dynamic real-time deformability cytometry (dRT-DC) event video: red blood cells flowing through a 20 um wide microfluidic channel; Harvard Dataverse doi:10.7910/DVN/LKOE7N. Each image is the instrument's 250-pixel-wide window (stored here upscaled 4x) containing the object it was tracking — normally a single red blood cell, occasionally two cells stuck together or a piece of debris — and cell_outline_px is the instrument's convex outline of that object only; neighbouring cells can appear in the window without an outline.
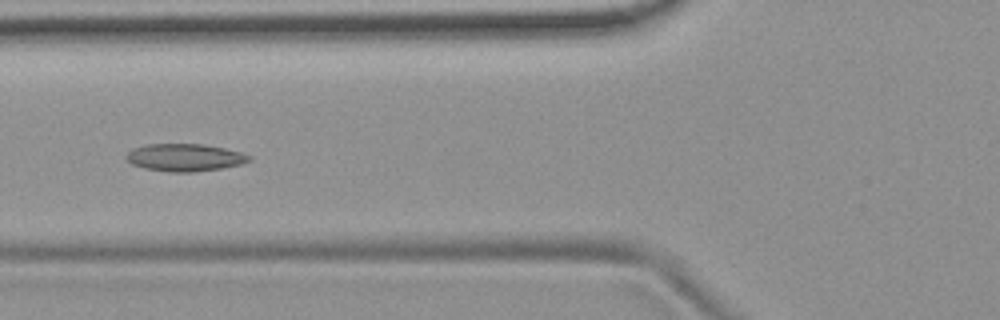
{"species": "common noctule bat (a hibernating species)", "species_latin": "Nyctalus noctula", "temperature_condition": "room temperature", "stored_images_in_passage": 53, "camera_frame_rate_fps": 3000, "um_per_image_px": 0.085, "animal": {"sex": "female", "body_mass_g": 19.9}, "frame": {"image": 1, "passage_image": 20, "time_ms": 6.333, "image_size_px": [1000, 320], "cell_outline_px": [[252, 160], [240, 164], [220, 168], [196, 172], [172, 172], [144, 168], [132, 164], [124, 156], [132, 148], [144, 144], [204, 144], [224, 148], [240, 152], [252, 156]], "centroid_in_image_um": [15.69, 13.38], "position_along_channel_um": 110.1, "area_um2": 19.71}}
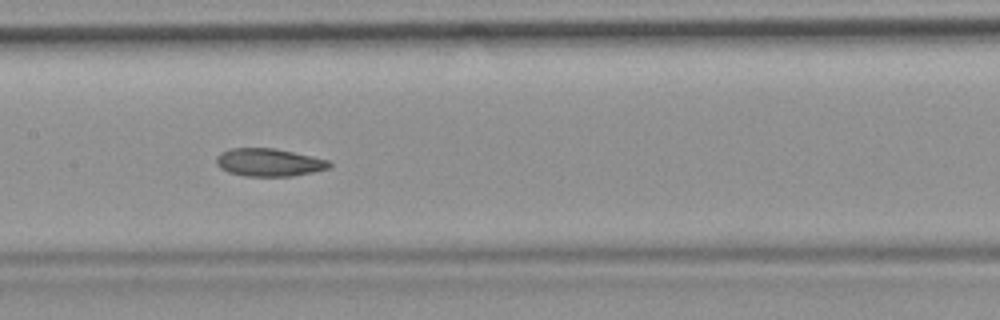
{"frame": {"image": 2, "passage_image": 26, "time_ms": 8.333, "image_size_px": [1000, 320], "cell_outline_px": [[332, 168], [292, 176], [244, 176], [228, 172], [220, 168], [216, 164], [216, 156], [220, 152], [232, 148], [272, 148], [312, 156], [328, 160], [332, 164]], "centroid_in_image_um": [22.85, 13.81], "position_along_channel_um": 184.5, "area_um2": 18.38}}
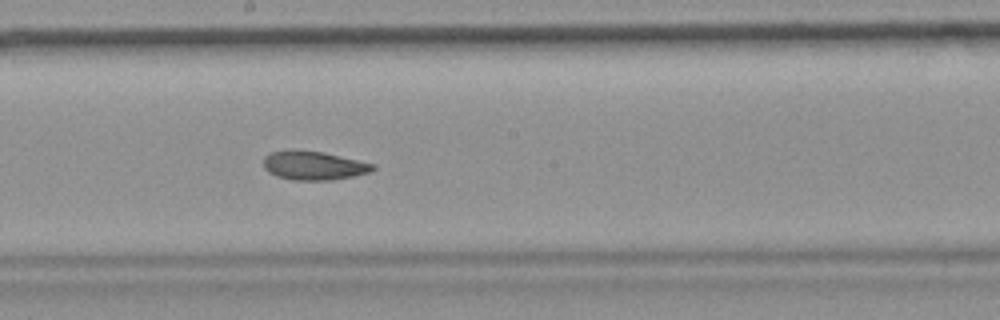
{"frame": {"image": 3, "passage_image": 29, "time_ms": 9.333, "image_size_px": [1000, 320], "cell_outline_px": [[376, 168], [372, 172], [332, 180], [292, 180], [276, 176], [268, 172], [264, 168], [264, 156], [268, 152], [324, 152], [376, 164]], "centroid_in_image_um": [26.71, 14.1], "position_along_channel_um": 221.5, "area_um2": 18.03}, "authors_computed_cell_mechanics": {"area_um2": 19.1896, "velocity_mm_per_s": 3.7231, "shape_relaxation_time_tau1_ms": null, "shape_relaxation_time_tau2_ms": 5.6088, "deformation_change_tau1": null, "deformation_change_tau2": 0.0949}}